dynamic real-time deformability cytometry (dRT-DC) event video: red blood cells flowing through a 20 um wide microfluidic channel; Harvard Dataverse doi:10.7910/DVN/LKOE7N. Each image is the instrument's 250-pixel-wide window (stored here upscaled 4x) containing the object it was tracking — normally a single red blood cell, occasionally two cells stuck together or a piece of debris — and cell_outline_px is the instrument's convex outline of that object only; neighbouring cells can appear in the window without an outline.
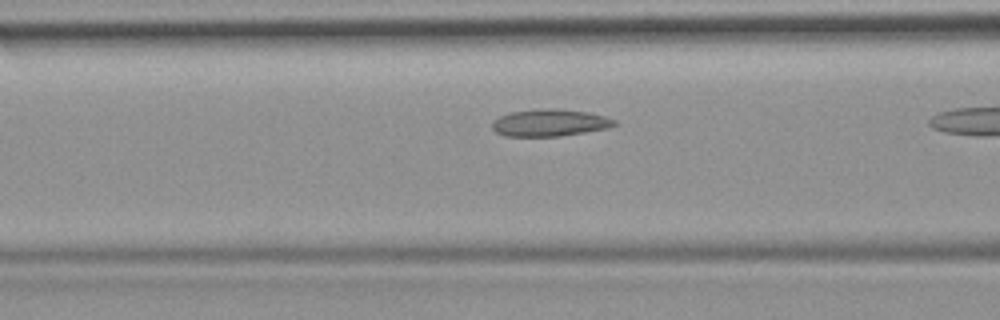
{"species": "common noctule bat (a hibernating species)", "species_latin": "Nyctalus noctula", "temperature_condition": "room temperature", "stored_images_in_passage": 16, "camera_frame_rate_fps": 3000, "um_per_image_px": 0.085, "animal": {"sex": "female", "body_mass_g": 19.9}, "frame": {"image": 1, "passage_image": 12, "time_ms": 3.667, "image_size_px": [1000, 320], "cell_outline_px": [[620, 124], [608, 128], [560, 136], [504, 136], [496, 132], [492, 128], [492, 120], [500, 116], [512, 112], [540, 108], [556, 108], [588, 112], [604, 116], [616, 120]], "centroid_in_image_um": [46.74, 10.43], "position_along_channel_um": 119.9, "area_um2": 19.42}}